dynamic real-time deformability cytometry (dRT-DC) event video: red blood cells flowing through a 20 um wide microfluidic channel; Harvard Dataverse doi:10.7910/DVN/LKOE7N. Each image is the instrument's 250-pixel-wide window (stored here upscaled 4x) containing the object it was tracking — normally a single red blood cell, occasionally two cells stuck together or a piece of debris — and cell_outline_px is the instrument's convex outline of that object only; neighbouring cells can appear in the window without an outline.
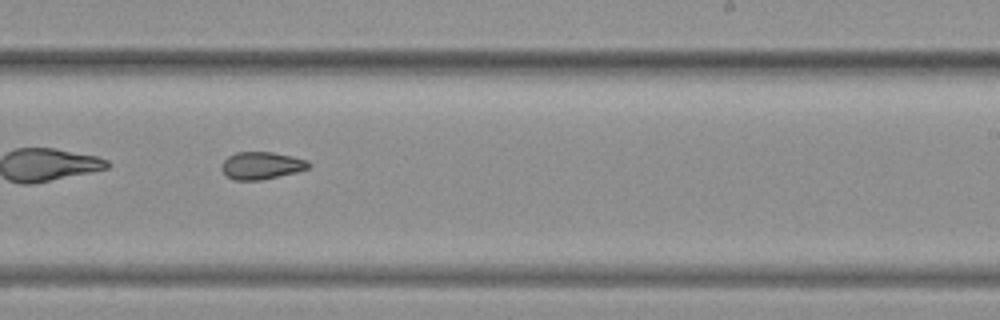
{"species": "common noctule bat (a hibernating species)", "species_latin": "Nyctalus noctula", "temperature_condition": "warm", "stored_images_in_passage": 44, "camera_frame_rate_fps": 3000, "um_per_image_px": 0.085, "animal": {"sex": "female", "body_mass_g": 19.3, "forearm_length_mm": 54.1}, "frame": {"image": 1, "passage_image": 24, "time_ms": 7.667, "image_size_px": [1000, 320], "cell_outline_px": [[312, 164], [308, 168], [296, 172], [260, 180], [232, 180], [220, 168], [224, 160], [228, 156], [236, 152], [272, 152], [292, 156], [308, 160]], "centroid_in_image_um": [22.23, 14.06], "position_along_channel_um": 266.8, "area_um2": 13.87}}